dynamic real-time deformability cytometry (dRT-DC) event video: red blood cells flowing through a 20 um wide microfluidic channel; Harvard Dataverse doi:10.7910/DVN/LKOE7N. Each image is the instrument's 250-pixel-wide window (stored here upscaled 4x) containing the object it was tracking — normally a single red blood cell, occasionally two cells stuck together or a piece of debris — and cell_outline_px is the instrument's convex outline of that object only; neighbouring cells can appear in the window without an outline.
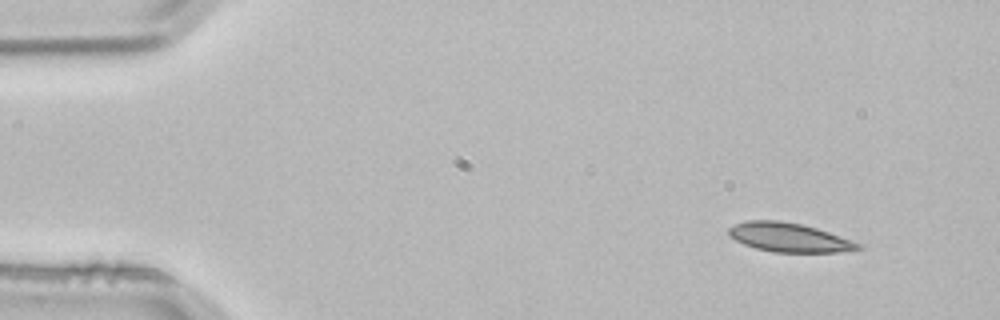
{"species": "common noctule bat (a hibernating species)", "species_latin": "Nyctalus noctula", "temperature_condition": "room temperature", "stored_images_in_passage": 3, "camera_frame_rate_fps": 3000, "um_per_image_px": 0.085, "animal": {"sex": "male", "body_mass_g": 21.5, "forearm_length_mm": 52.0}, "frame": {"image": 1, "passage_image": 1, "time_ms": 0.0, "image_size_px": [1000, 320], "cell_outline_px": [[864, 248], [840, 252], [772, 252], [756, 248], [744, 244], [728, 236], [728, 228], [744, 220], [780, 220], [800, 224], [816, 228], [864, 244]], "centroid_in_image_um": [67.08, 20.18], "position_along_channel_um": 17.9, "area_um2": 21.96}}
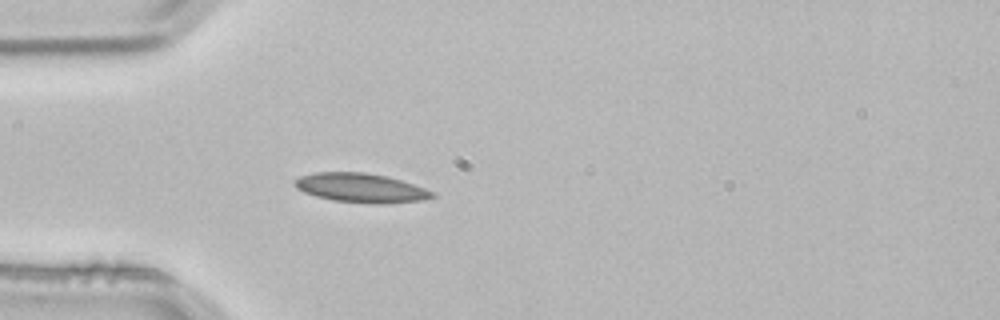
{"frame": {"image": 2, "passage_image": 3, "time_ms": 0.667, "image_size_px": [1000, 320], "cell_outline_px": [[436, 196], [424, 200], [384, 204], [372, 204], [332, 200], [316, 196], [304, 192], [296, 188], [292, 184], [300, 176], [316, 172], [364, 172], [388, 176], [436, 192]], "centroid_in_image_um": [30.69, 15.98], "position_along_channel_um": 54.3, "area_um2": 23.52}}